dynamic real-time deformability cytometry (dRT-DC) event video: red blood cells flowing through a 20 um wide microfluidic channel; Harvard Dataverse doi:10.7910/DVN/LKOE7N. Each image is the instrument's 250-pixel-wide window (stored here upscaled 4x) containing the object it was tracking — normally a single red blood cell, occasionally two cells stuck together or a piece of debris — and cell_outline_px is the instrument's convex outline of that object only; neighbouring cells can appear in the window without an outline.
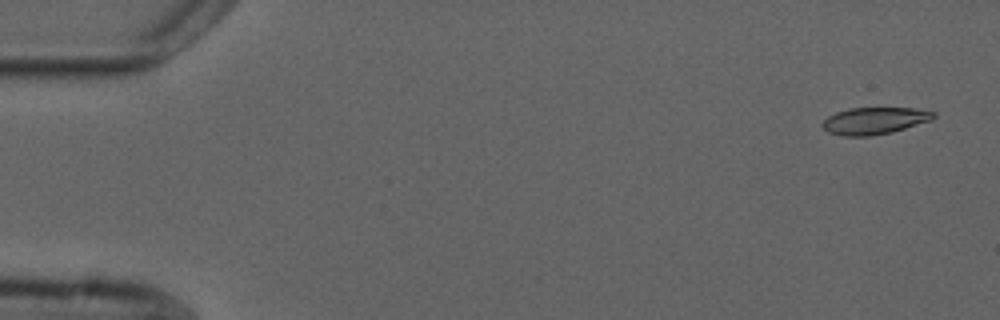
{"species": "common noctule bat (a hibernating species)", "species_latin": "Nyctalus noctula", "temperature_condition": "cold", "stored_images_in_passage": 5, "camera_frame_rate_fps": 3000, "um_per_image_px": 0.085, "animal": {"sex": "male", "forearm_length_mm": 52.5}, "frame": {"image": 1, "passage_image": 1, "time_ms": 0.0, "image_size_px": [1000, 320], "cell_outline_px": [[936, 116], [932, 120], [892, 132], [872, 136], [844, 136], [828, 132], [820, 124], [828, 116], [836, 112], [848, 108], [916, 108], [936, 112]], "centroid_in_image_um": [74.34, 10.26], "position_along_channel_um": 10.7, "area_um2": 17.57}}
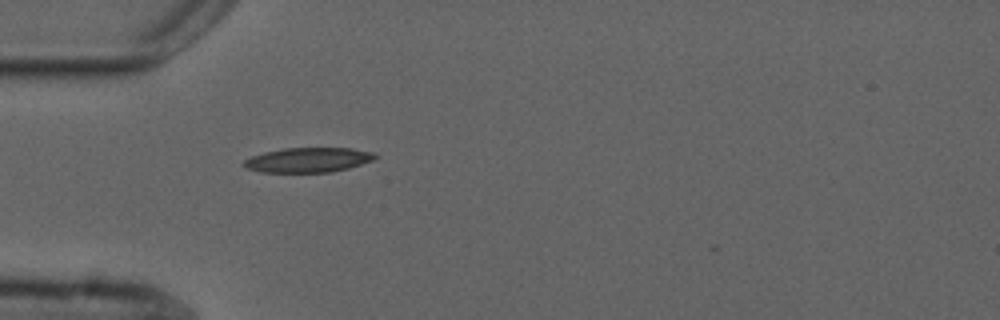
{"frame": {"image": 2, "passage_image": 5, "time_ms": 4.667, "image_size_px": [1000, 320], "cell_outline_px": [[376, 156], [372, 160], [348, 168], [332, 172], [260, 172], [244, 168], [240, 164], [244, 160], [252, 156], [264, 152], [284, 148], [352, 148], [376, 152]], "centroid_in_image_um": [26.15, 13.59], "position_along_channel_um": 58.8, "area_um2": 19.02}}